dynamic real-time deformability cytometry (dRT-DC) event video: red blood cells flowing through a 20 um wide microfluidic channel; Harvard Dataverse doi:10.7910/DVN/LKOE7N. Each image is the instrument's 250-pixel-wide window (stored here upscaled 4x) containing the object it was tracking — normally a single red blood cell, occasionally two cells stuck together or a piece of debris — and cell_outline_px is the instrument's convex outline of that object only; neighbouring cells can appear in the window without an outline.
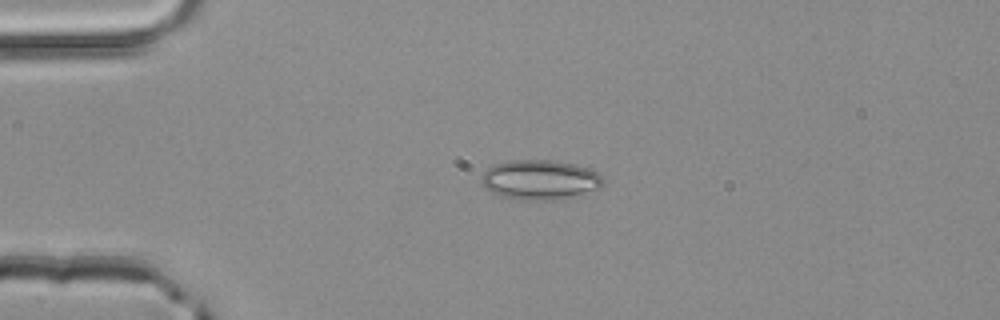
{"species": "common noctule bat (a hibernating species)", "species_latin": "Nyctalus noctula", "temperature_condition": "room temperature", "stored_images_in_passage": 1, "camera_frame_rate_fps": 3000, "um_per_image_px": 0.085, "animal": {"sex": "male", "body_mass_g": 20.4}, "frame": {"image": 1, "passage_image": 1, "time_ms": 0.0, "image_size_px": [1000, 320], "cell_outline_px": [[604, 188], [552, 200], [516, 200], [492, 192], [480, 180], [480, 176], [488, 168], [496, 164], [508, 160], [556, 160], [588, 168], [596, 172], [604, 180]], "centroid_in_image_um": [45.91, 15.27], "position_along_channel_um": 39.1, "area_um2": 28.03}}